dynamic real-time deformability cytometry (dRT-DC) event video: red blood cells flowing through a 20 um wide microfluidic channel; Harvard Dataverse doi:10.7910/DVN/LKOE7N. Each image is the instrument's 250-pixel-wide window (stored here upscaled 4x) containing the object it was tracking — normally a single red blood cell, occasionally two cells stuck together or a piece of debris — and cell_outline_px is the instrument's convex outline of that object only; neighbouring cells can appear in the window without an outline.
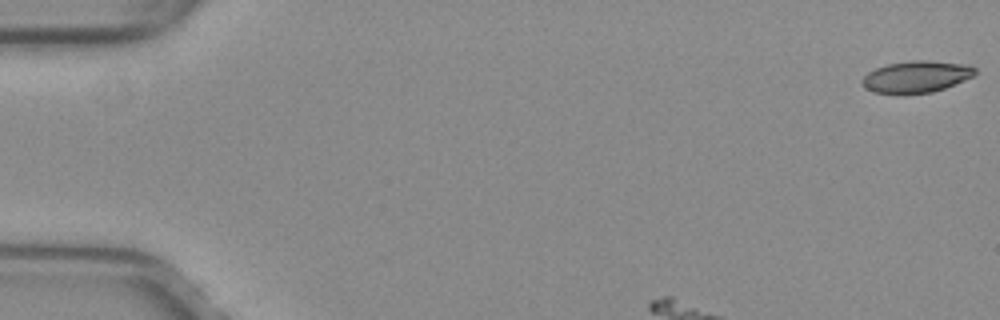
{"species": "common noctule bat (a hibernating species)", "species_latin": "Nyctalus noctula", "temperature_condition": "warm", "stored_images_in_passage": 48, "segment_of_instrument_passage": [1, 2], "camera_frame_rate_fps": 3000, "um_per_image_px": 0.085, "animal": {"sex": "female", "body_mass_g": 29.2, "forearm_length_mm": 56.3}, "frame": {"image": 1, "passage_image": 1, "time_ms": 0.0, "image_size_px": [1000, 320], "cell_outline_px": [[976, 72], [972, 76], [944, 88], [932, 92], [904, 96], [896, 96], [872, 92], [864, 88], [860, 84], [860, 80], [868, 72], [876, 68], [888, 64], [912, 60], [928, 60], [972, 64], [976, 68]], "centroid_in_image_um": [77.83, 6.55], "position_along_channel_um": 7.2, "area_um2": 21.62}}
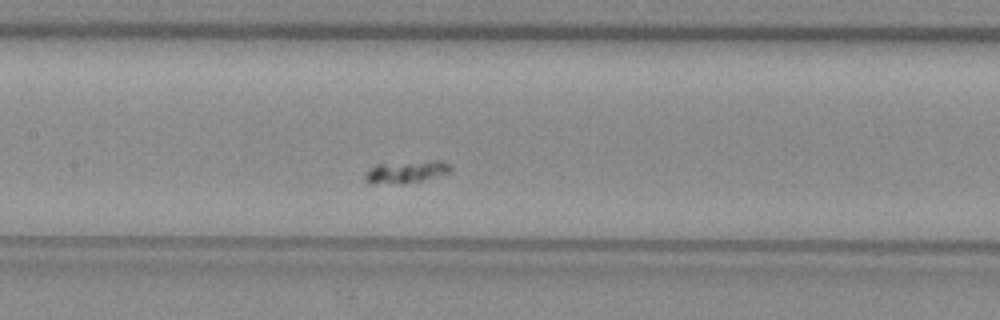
{"frame": {"image": 2, "passage_image": 19, "time_ms": 6.0, "image_size_px": [1000, 320], "cell_outline_px": [[452, 168], [448, 172], [420, 180], [404, 184], [364, 180], [364, 176], [376, 164], [432, 160], [440, 160], [448, 164]], "centroid_in_image_um": [34.57, 14.57], "position_along_channel_um": 172.8, "area_um2": 10.46}}
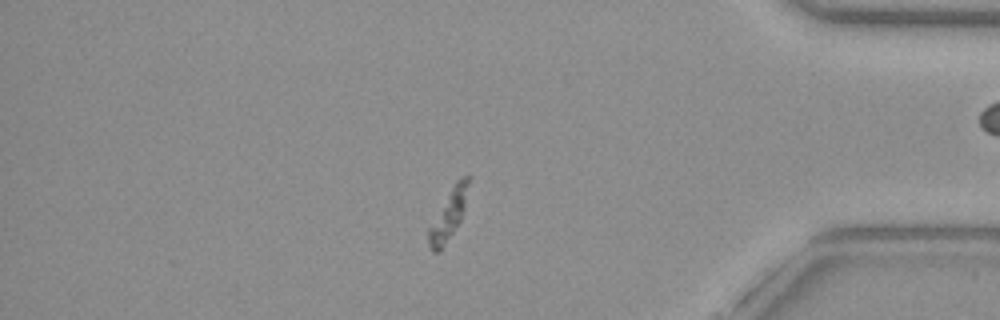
{"frame": {"image": 3, "passage_image": 39, "time_ms": 12.667, "image_size_px": [1000, 320], "cell_outline_px": [[472, 176], [464, 208], [460, 220], [440, 252], [432, 252], [428, 244], [428, 228], [456, 180], [460, 176], [468, 172]], "centroid_in_image_um": [38.16, 18.18], "position_along_channel_um": 397.0, "area_um2": 11.62}}